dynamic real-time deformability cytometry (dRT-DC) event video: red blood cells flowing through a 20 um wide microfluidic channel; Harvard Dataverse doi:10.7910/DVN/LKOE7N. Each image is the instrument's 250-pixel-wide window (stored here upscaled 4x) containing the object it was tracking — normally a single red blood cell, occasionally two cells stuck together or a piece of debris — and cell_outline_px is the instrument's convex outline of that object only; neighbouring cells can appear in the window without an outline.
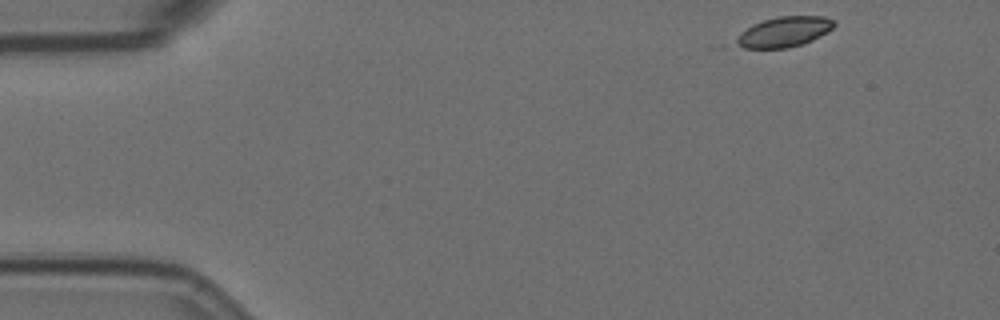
{"species": "Egyptian fruit bat (a non-hibernating species)", "species_latin": "Rousettus aegyptiacus", "temperature_condition": "room temperature", "stored_images_in_passage": 6, "camera_frame_rate_fps": 3000, "um_per_image_px": 0.085, "animal": {"sex": "female"}, "frame": {"image": 1, "passage_image": 1, "time_ms": 0.0, "image_size_px": [1000, 320], "cell_outline_px": [[836, 24], [828, 32], [812, 40], [788, 48], [704, 48], [752, 24], [764, 20], [780, 16], [824, 16], [832, 20]], "centroid_in_image_um": [66.1, 2.8], "position_along_channel_um": 18.9, "area_um2": 19.31}}